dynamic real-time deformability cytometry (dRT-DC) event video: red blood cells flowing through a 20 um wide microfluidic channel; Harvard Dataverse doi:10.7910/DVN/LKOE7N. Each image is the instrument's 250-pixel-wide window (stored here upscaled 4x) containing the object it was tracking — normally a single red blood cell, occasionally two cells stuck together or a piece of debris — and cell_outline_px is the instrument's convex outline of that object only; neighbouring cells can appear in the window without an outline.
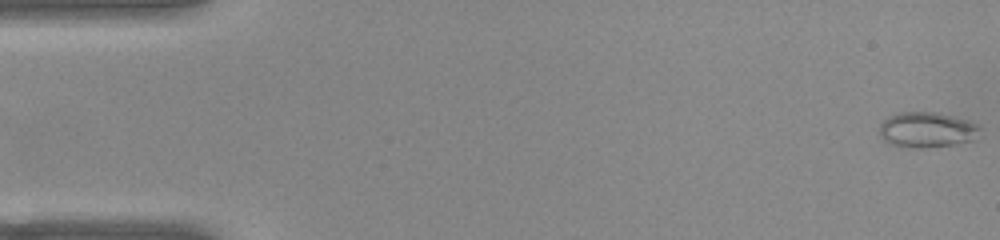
{"species": "common noctule bat (a hibernating species)", "species_latin": "Nyctalus noctula", "temperature_condition": "warm", "stored_images_in_passage": 14, "camera_frame_rate_fps": 3000, "um_per_image_px": 0.085, "animal": {"sex": "female", "body_mass_g": 22.0, "forearm_length_mm": 56.7}, "frame": {"image": 1, "passage_image": 1, "time_ms": 0.0, "image_size_px": [1000, 240], "cell_outline_px": [[980, 128], [972, 140], [952, 144], [924, 148], [912, 148], [888, 144], [880, 136], [880, 124], [888, 116], [896, 112], [936, 112], [956, 116], [968, 120], [976, 124]], "centroid_in_image_um": [78.73, 11.02], "position_along_channel_um": 6.3, "area_um2": 20.75}}